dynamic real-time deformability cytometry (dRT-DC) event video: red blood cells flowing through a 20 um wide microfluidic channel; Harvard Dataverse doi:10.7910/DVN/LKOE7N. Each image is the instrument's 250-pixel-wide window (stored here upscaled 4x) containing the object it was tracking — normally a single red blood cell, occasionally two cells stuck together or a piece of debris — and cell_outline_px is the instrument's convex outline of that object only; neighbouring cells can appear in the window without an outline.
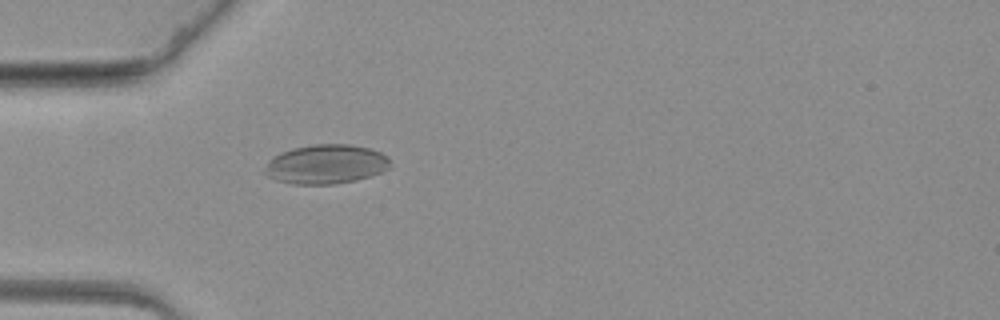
{"species": "common noctule bat (a hibernating species)", "species_latin": "Nyctalus noctula", "temperature_condition": "warm", "stored_images_in_passage": 44, "camera_frame_rate_fps": 3000, "um_per_image_px": 0.085, "animal": {"sex": "female", "body_mass_g": 19.3, "forearm_length_mm": 54.1}, "frame": {"image": 1, "passage_image": 1, "time_ms": 0.0, "image_size_px": [1000, 320], "cell_outline_px": [[388, 168], [380, 172], [356, 180], [332, 184], [292, 184], [276, 180], [268, 176], [264, 172], [268, 160], [272, 156], [280, 152], [292, 148], [312, 144], [348, 144], [372, 148], [388, 156]], "centroid_in_image_um": [27.67, 13.94], "position_along_channel_um": 57.3, "area_um2": 28.73}}
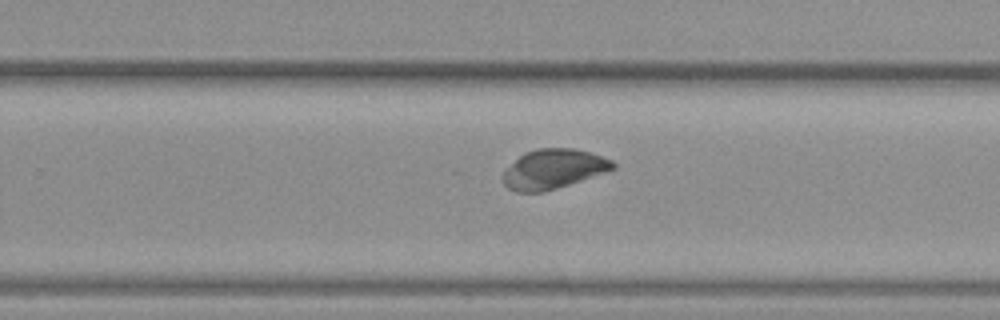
{"frame": {"image": 2, "passage_image": 22, "time_ms": 7.0, "image_size_px": [1000, 320], "cell_outline_px": [[616, 168], [544, 192], [516, 192], [508, 188], [500, 180], [500, 176], [524, 152], [536, 148], [572, 148], [592, 152], [612, 160], [616, 164]], "centroid_in_image_um": [47.01, 14.36], "position_along_channel_um": 282.8, "area_um2": 25.26}}
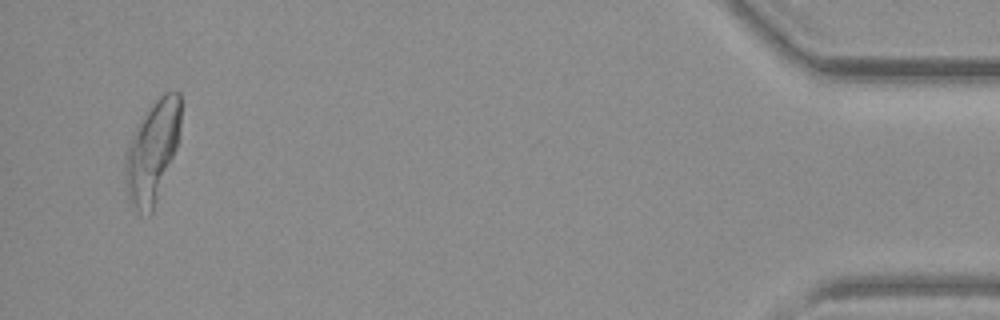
{"frame": {"image": 3, "passage_image": 42, "time_ms": 13.667, "image_size_px": [1000, 320], "cell_outline_px": [[180, 140], [152, 212], [148, 216], [140, 212], [128, 200], [124, 164], [124, 156], [128, 144], [136, 128], [152, 104], [164, 92], [180, 92]], "centroid_in_image_um": [12.96, 12.89], "position_along_channel_um": 422.2, "area_um2": 32.54}}